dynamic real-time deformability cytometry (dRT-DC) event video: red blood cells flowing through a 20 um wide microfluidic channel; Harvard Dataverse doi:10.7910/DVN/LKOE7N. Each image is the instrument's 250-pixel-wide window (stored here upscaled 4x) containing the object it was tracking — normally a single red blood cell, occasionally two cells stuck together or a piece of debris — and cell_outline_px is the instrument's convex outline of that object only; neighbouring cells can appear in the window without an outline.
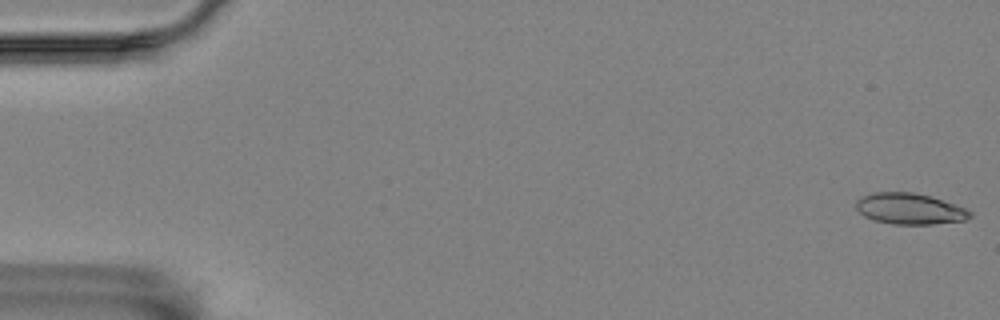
{"species": "Egyptian fruit bat (a non-hibernating species)", "species_latin": "Rousettus aegyptiacus", "temperature_condition": "room temperature", "stored_images_in_passage": 12, "camera_frame_rate_fps": 3000, "um_per_image_px": 0.085, "animal": {"sex": "female"}, "frame": {"image": 1, "passage_image": 1, "time_ms": 0.0, "image_size_px": [1000, 320], "cell_outline_px": [[972, 216], [968, 220], [932, 224], [892, 224], [872, 220], [864, 216], [856, 208], [856, 200], [860, 196], [872, 192], [912, 192], [932, 196], [964, 208], [972, 212]], "centroid_in_image_um": [77.3, 17.74], "position_along_channel_um": 7.7, "area_um2": 20.81}}